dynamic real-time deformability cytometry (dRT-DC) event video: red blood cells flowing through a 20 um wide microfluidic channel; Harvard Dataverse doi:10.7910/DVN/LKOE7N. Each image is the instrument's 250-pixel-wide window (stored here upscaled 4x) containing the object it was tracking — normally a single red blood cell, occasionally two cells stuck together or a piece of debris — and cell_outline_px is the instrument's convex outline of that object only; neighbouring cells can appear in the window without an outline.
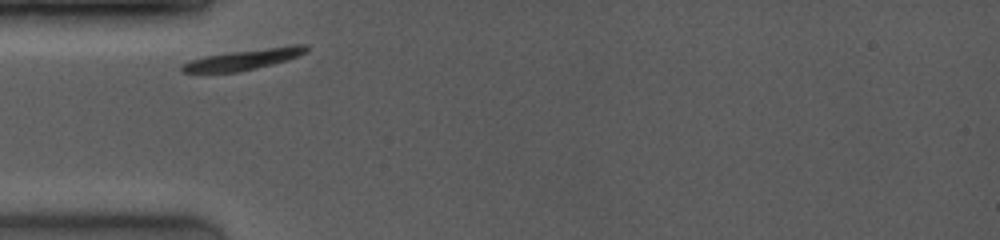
{"species": "common noctule bat (a hibernating species)", "species_latin": "Nyctalus noctula", "temperature_condition": "room temperature", "stored_images_in_passage": 2, "camera_frame_rate_fps": 4000, "um_per_image_px": 0.085, "animal": {"sex": "female", "body_mass_g": 19.0, "forearm_length_mm": 53.3}, "frame": {"image": 1, "passage_image": 1, "time_ms": 0.0, "image_size_px": [1000, 240], "cell_outline_px": [[308, 52], [288, 60], [256, 68], [236, 72], [180, 72], [180, 68], [184, 64], [192, 60], [204, 56], [228, 52], [292, 44], [304, 44], [308, 48]], "centroid_in_image_um": [20.77, 5.03], "position_along_channel_um": 64.2, "area_um2": 14.91}}